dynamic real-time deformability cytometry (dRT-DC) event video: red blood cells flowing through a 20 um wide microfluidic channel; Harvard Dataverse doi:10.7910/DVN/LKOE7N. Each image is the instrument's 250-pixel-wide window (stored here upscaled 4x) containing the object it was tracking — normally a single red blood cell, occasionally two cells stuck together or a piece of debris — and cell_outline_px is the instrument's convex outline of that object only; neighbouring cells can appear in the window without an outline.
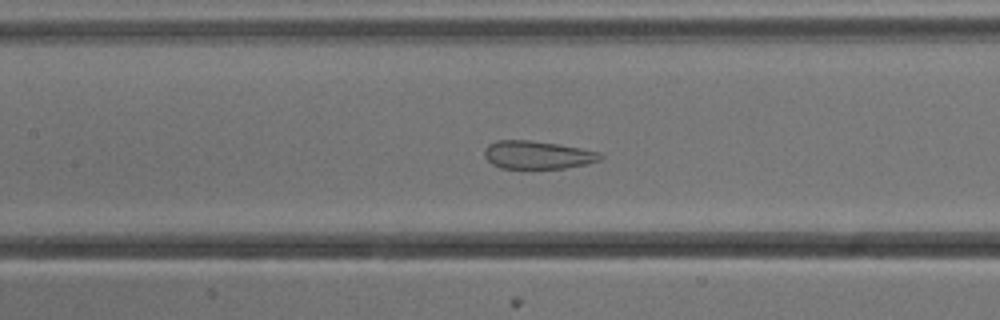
{"species": "common noctule bat (a hibernating species)", "species_latin": "Nyctalus noctula", "temperature_condition": "cold", "stored_images_in_passage": 41, "camera_frame_rate_fps": 3000, "um_per_image_px": 0.085, "animal": {"sex": "male", "body_mass_g": 13.3}, "frame": {"image": 1, "passage_image": 11, "time_ms": 3.333, "image_size_px": [1000, 320], "cell_outline_px": [[604, 156], [600, 160], [584, 164], [564, 168], [500, 168], [492, 164], [484, 156], [484, 148], [488, 144], [496, 140], [532, 140], [580, 148], [600, 152]], "centroid_in_image_um": [45.65, 13.16], "position_along_channel_um": 161.7, "area_um2": 18.9}}
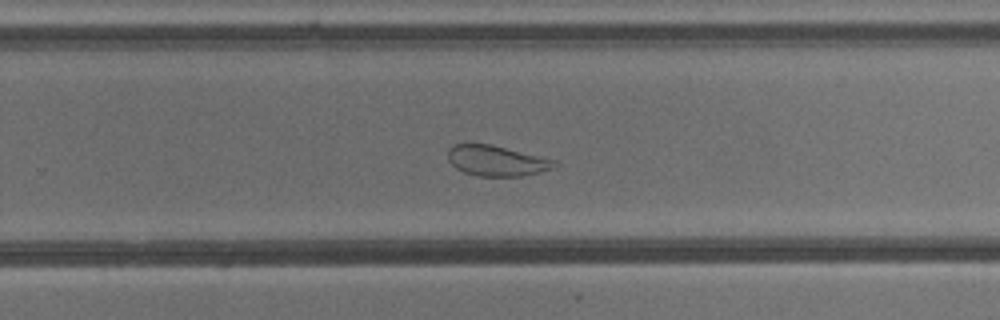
{"frame": {"image": 2, "passage_image": 21, "time_ms": 6.667, "image_size_px": [1000, 320], "cell_outline_px": [[556, 164], [552, 168], [540, 172], [520, 176], [476, 176], [464, 172], [456, 168], [448, 160], [448, 148], [452, 144], [492, 144], [556, 160]], "centroid_in_image_um": [42.18, 13.66], "position_along_channel_um": 287.6, "area_um2": 18.9}}
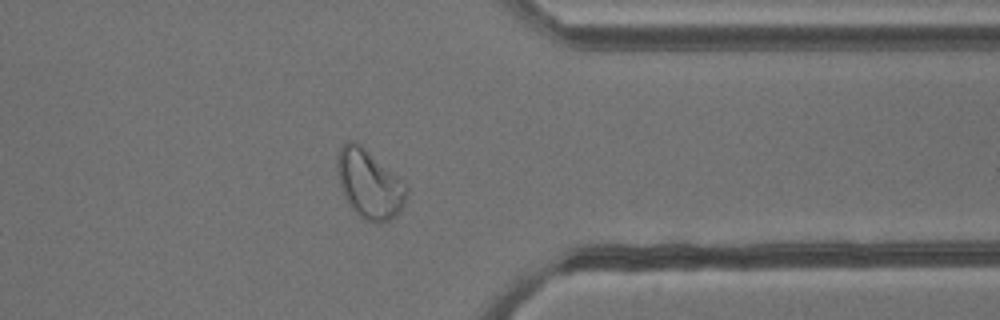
{"frame": {"image": 3, "passage_image": 29, "time_ms": 9.333, "image_size_px": [1000, 320], "cell_outline_px": [[408, 196], [400, 212], [388, 220], [376, 224], [364, 220], [348, 204], [344, 196], [340, 184], [336, 164], [336, 156], [340, 148], [348, 140], [356, 140], [396, 176], [408, 188]], "centroid_in_image_um": [31.37, 15.65], "position_along_channel_um": 380.0, "area_um2": 27.57}, "authors_computed_cell_mechanics": {"area_um2": 22.7154, "velocity_mm_per_s": 3.7997, "shape_relaxation_time_tau1_ms": null, "shape_relaxation_time_tau2_ms": 0.8443, "deformation_change_tau1": null, "deformation_change_tau2": 0.0891}}